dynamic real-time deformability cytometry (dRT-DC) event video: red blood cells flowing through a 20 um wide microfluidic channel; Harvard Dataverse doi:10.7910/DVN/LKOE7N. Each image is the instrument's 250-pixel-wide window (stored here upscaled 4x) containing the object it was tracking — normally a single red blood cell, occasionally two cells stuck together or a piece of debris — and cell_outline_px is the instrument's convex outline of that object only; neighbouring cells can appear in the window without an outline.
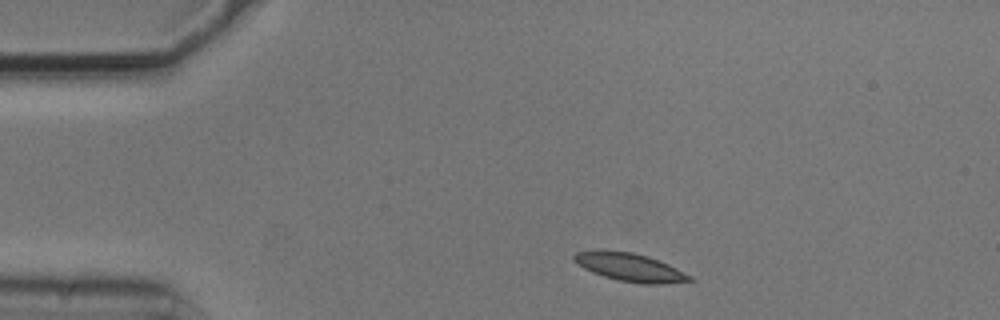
{"species": "common noctule bat (a hibernating species)", "species_latin": "Nyctalus noctula", "temperature_condition": "cold", "stored_images_in_passage": 7, "camera_frame_rate_fps": 3000, "um_per_image_px": 0.085, "animal": {"sex": "male", "body_mass_g": 20.5, "forearm_length_mm": 52.5}, "frame": {"image": 1, "passage_image": 1, "time_ms": 0.0, "image_size_px": [1000, 320], "cell_outline_px": [[696, 280], [660, 284], [640, 284], [620, 280], [604, 276], [592, 272], [584, 268], [572, 256], [576, 252], [632, 252], [648, 256], [668, 264], [692, 276]], "centroid_in_image_um": [53.65, 22.75], "position_along_channel_um": 31.4, "area_um2": 18.26}}
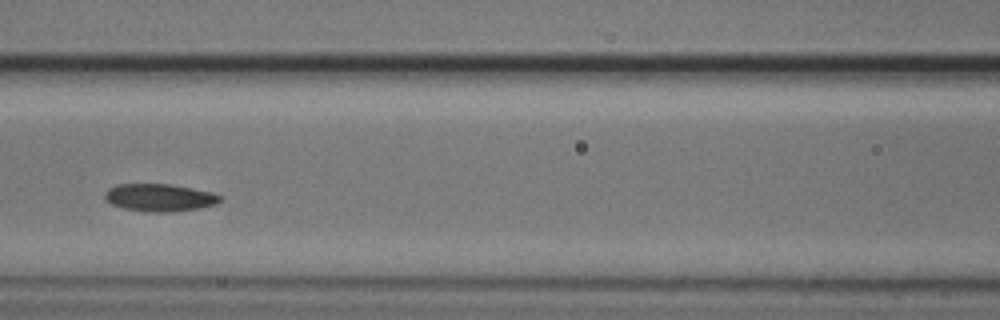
{"frame": {"image": 2, "passage_image": 5, "time_ms": 1.333, "image_size_px": [1000, 320], "cell_outline_px": [[224, 200], [216, 204], [200, 208], [172, 212], [152, 212], [124, 208], [112, 204], [104, 196], [104, 192], [108, 188], [116, 184], [172, 184], [212, 192], [220, 196]], "centroid_in_image_um": [13.59, 16.79], "position_along_channel_um": 153.0, "area_um2": 18.55}}
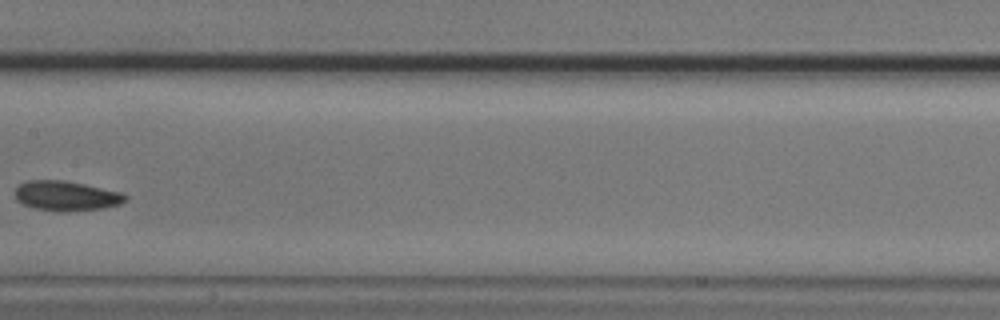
{"frame": {"image": 3, "passage_image": 6, "time_ms": 1.667, "image_size_px": [1000, 320], "cell_outline_px": [[128, 196], [120, 204], [104, 208], [68, 212], [64, 212], [36, 208], [24, 204], [16, 200], [16, 188], [20, 184], [28, 180], [64, 180], [84, 184], [120, 192]], "centroid_in_image_um": [5.63, 16.65], "position_along_channel_um": 201.8, "area_um2": 19.02}}